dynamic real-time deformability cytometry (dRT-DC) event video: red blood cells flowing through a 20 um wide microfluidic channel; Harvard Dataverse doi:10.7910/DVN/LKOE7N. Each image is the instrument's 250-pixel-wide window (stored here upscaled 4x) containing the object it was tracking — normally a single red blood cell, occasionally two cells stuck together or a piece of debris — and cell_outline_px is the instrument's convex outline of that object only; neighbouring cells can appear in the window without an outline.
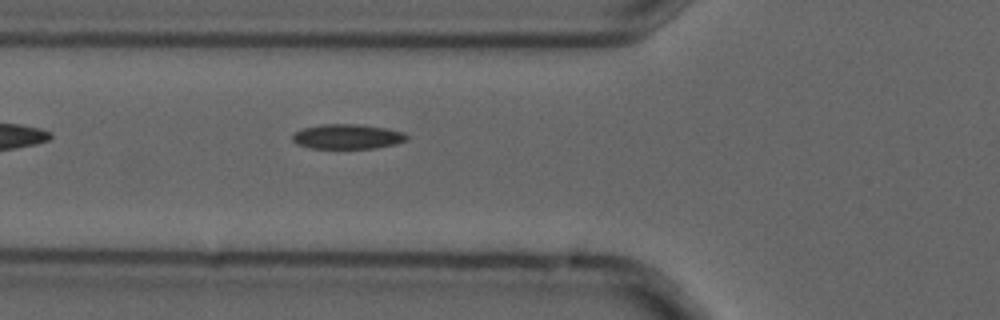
{"species": "common noctule bat (a hibernating species)", "species_latin": "Nyctalus noctula", "temperature_condition": "cold", "stored_images_in_passage": 5, "camera_frame_rate_fps": 3000, "um_per_image_px": 0.085, "animal": {"sex": "male", "forearm_length_mm": 52.5}, "frame": {"image": 1, "passage_image": 5, "time_ms": 1.333, "image_size_px": [1000, 320], "cell_outline_px": [[408, 140], [396, 144], [376, 148], [312, 148], [296, 144], [292, 140], [292, 136], [296, 132], [304, 128], [324, 124], [360, 124], [384, 128], [404, 132], [408, 136]], "centroid_in_image_um": [29.56, 11.61], "position_along_channel_um": 96.2, "area_um2": 16.47}}